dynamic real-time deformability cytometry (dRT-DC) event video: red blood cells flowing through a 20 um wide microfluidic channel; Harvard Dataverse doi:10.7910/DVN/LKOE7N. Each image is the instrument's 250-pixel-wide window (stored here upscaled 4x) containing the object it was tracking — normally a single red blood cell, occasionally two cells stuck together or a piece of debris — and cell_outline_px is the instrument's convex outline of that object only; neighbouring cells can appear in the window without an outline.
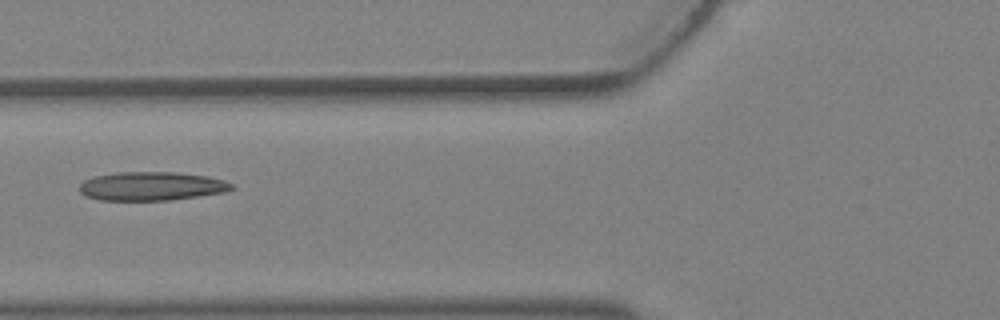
{"species": "Egyptian fruit bat (a non-hibernating species)", "species_latin": "Rousettus aegyptiacus", "temperature_condition": "warm", "stored_images_in_passage": 2, "camera_frame_rate_fps": 3000, "um_per_image_px": 0.085, "animal": {"sex": "female"}, "frame": {"image": 1, "passage_image": 2, "time_ms": 0.333, "image_size_px": [1000, 320], "cell_outline_px": [[236, 188], [228, 192], [168, 200], [100, 200], [88, 196], [80, 192], [80, 184], [84, 180], [96, 176], [116, 172], [172, 172], [208, 176], [224, 180], [232, 184]], "centroid_in_image_um": [12.93, 15.82], "position_along_channel_um": 112.9, "area_um2": 25.43}}